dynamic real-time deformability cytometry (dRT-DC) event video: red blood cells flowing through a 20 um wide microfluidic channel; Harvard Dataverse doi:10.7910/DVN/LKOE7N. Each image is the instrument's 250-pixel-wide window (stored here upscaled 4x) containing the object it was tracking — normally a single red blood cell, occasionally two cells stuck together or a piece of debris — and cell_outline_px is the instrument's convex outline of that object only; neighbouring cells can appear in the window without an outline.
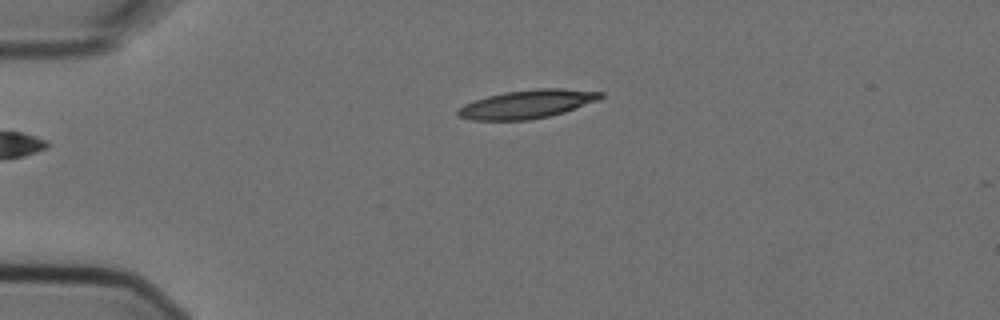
{"species": "Egyptian fruit bat (a non-hibernating species)", "species_latin": "Rousettus aegyptiacus", "temperature_condition": "cold", "stored_images_in_passage": 5, "camera_frame_rate_fps": 3000, "um_per_image_px": 0.085, "animal": {"sex": "female"}, "frame": {"image": 1, "passage_image": 5, "time_ms": 1.333, "image_size_px": [1000, 320], "cell_outline_px": [[604, 96], [600, 100], [564, 112], [548, 116], [528, 120], [472, 120], [456, 116], [456, 108], [464, 104], [488, 96], [504, 92], [536, 88], [564, 88], [604, 92]], "centroid_in_image_um": [44.81, 8.84], "position_along_channel_um": 40.2, "area_um2": 23.87}}